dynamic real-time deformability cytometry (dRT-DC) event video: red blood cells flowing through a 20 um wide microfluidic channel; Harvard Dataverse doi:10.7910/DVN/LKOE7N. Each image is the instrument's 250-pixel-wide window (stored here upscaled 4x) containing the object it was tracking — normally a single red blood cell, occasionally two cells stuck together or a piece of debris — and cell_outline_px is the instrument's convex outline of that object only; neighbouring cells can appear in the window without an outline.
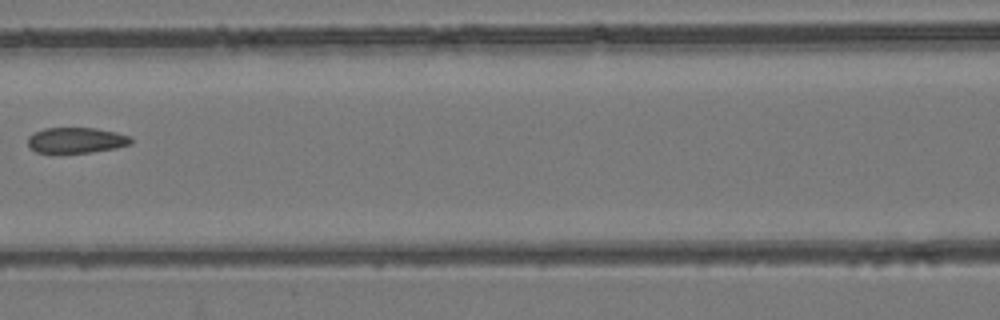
{"species": "common noctule bat (a hibernating species)", "species_latin": "Nyctalus noctula", "temperature_condition": "room temperature", "stored_images_in_passage": 4, "camera_frame_rate_fps": 3000, "um_per_image_px": 0.085, "animal": {"sex": "female", "body_mass_g": 24.6, "forearm_length_mm": 56.2}, "frame": {"image": 1, "passage_image": 4, "time_ms": 1.0, "image_size_px": [1000, 320], "cell_outline_px": [[132, 144], [116, 148], [92, 152], [36, 152], [28, 144], [28, 136], [44, 128], [96, 128], [116, 132], [132, 136]], "centroid_in_image_um": [6.54, 11.91], "position_along_channel_um": 160.1, "area_um2": 15.32}}